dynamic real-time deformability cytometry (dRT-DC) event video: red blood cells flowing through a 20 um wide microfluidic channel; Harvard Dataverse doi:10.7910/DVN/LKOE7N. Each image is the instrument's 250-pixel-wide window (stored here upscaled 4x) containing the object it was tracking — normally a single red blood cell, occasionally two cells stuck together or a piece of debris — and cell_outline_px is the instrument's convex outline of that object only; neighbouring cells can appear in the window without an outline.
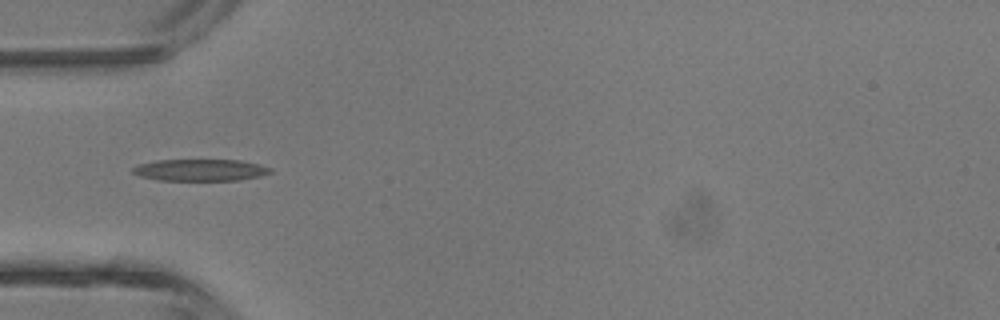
{"species": "common noctule bat (a hibernating species)", "species_latin": "Nyctalus noctula", "temperature_condition": "room temperature", "stored_images_in_passage": 2, "camera_frame_rate_fps": 3000, "um_per_image_px": 0.085, "animal": {"sex": "male", "body_mass_g": 13.3}, "frame": {"image": 1, "passage_image": 1, "time_ms": 0.0, "image_size_px": [1000, 320], "cell_outline_px": [[272, 172], [260, 176], [240, 180], [156, 180], [140, 176], [132, 172], [132, 168], [140, 164], [156, 160], [240, 160], [260, 164], [272, 168]], "centroid_in_image_um": [17.05, 14.45], "position_along_channel_um": 68.0, "area_um2": 17.46}}
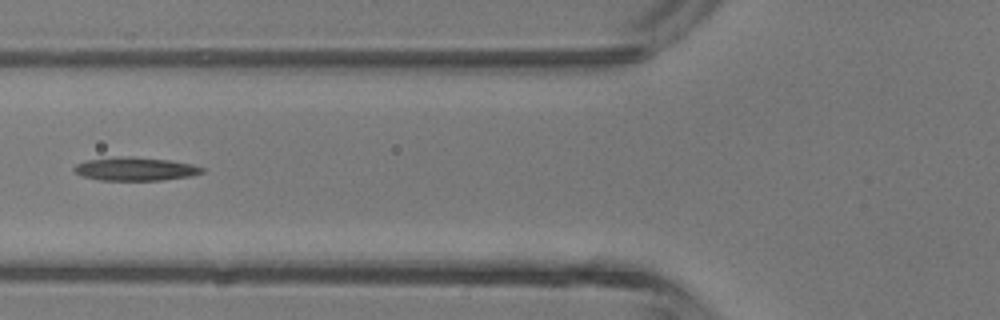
{"frame": {"image": 2, "passage_image": 2, "time_ms": 1.0, "image_size_px": [1000, 320], "cell_outline_px": [[204, 172], [188, 176], [160, 180], [100, 180], [80, 176], [72, 168], [76, 164], [88, 160], [116, 156], [132, 156], [168, 160], [192, 164], [204, 168]], "centroid_in_image_um": [11.46, 14.35], "position_along_channel_um": 114.3, "area_um2": 17.4}}